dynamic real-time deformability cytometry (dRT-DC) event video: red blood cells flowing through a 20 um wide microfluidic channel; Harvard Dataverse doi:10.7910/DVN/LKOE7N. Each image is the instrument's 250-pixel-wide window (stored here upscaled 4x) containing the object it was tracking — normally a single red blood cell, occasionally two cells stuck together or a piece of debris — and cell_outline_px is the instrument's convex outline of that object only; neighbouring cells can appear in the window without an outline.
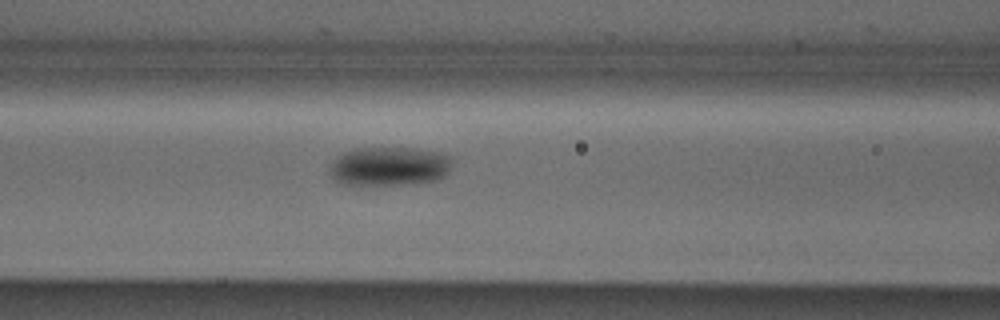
{"species": "Egyptian fruit bat (a non-hibernating species)", "species_latin": "Rousettus aegyptiacus", "temperature_condition": "cold", "stored_images_in_passage": 4, "camera_frame_rate_fps": 3000, "um_per_image_px": 0.085, "animal": {"sex": "male"}, "frame": {"image": 1, "passage_image": 4, "time_ms": 1.0, "image_size_px": [1000, 320], "cell_outline_px": [[452, 168], [444, 176], [436, 180], [408, 184], [340, 184], [328, 172], [328, 168], [332, 160], [336, 156], [344, 152], [356, 148], [412, 148], [436, 152], [452, 156]], "centroid_in_image_um": [33.07, 14.13], "position_along_channel_um": 133.5, "area_um2": 27.98}}